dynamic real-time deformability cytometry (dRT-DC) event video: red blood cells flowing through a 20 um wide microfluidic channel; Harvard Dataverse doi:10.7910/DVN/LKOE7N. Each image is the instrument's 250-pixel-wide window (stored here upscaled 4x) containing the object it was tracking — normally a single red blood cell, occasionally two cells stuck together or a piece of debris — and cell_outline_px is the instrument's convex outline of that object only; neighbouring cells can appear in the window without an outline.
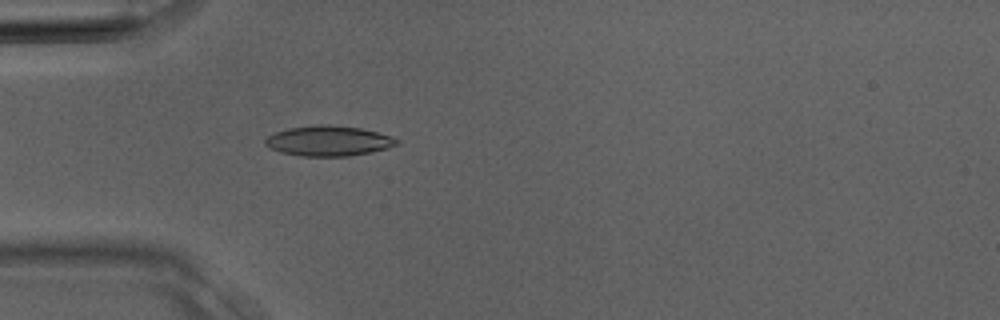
{"species": "Egyptian fruit bat (a non-hibernating species)", "species_latin": "Rousettus aegyptiacus", "temperature_condition": "room temperature", "stored_images_in_passage": 3, "camera_frame_rate_fps": 3000, "um_per_image_px": 0.085, "animal": {"sex": "male"}, "frame": {"image": 1, "passage_image": 3, "time_ms": 0.667, "image_size_px": [1000, 320], "cell_outline_px": [[400, 144], [388, 148], [372, 152], [348, 156], [300, 156], [280, 152], [268, 148], [264, 144], [264, 140], [268, 136], [276, 132], [288, 128], [320, 124], [328, 124], [360, 128], [392, 136], [400, 140]], "centroid_in_image_um": [27.93, 11.98], "position_along_channel_um": 57.1, "area_um2": 23.35}}